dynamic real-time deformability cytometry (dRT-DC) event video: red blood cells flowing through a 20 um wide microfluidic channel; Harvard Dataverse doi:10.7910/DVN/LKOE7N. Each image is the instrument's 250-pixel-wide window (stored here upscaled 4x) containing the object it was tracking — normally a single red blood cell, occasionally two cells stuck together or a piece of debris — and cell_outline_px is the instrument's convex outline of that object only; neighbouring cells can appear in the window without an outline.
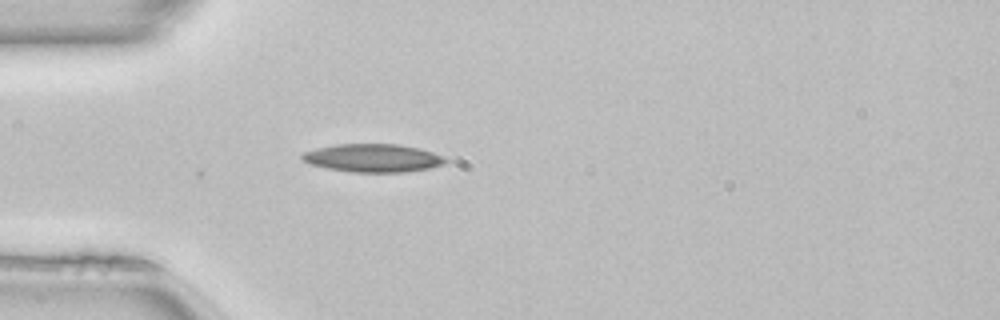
{"species": "common noctule bat (a hibernating species)", "species_latin": "Nyctalus noctula", "temperature_condition": "room temperature", "stored_images_in_passage": 19, "camera_frame_rate_fps": 3000, "um_per_image_px": 0.085, "animal": {"sex": "female", "body_mass_g": 22.7, "forearm_length_mm": 54.2}, "frame": {"image": 1, "passage_image": 1, "time_ms": 0.0, "image_size_px": [1000, 320], "cell_outline_px": [[448, 160], [444, 164], [428, 168], [404, 172], [352, 172], [328, 168], [308, 164], [300, 156], [304, 152], [316, 148], [336, 144], [400, 144], [420, 148], [444, 156]], "centroid_in_image_um": [31.71, 13.42], "position_along_channel_um": 53.3, "area_um2": 23.52}}